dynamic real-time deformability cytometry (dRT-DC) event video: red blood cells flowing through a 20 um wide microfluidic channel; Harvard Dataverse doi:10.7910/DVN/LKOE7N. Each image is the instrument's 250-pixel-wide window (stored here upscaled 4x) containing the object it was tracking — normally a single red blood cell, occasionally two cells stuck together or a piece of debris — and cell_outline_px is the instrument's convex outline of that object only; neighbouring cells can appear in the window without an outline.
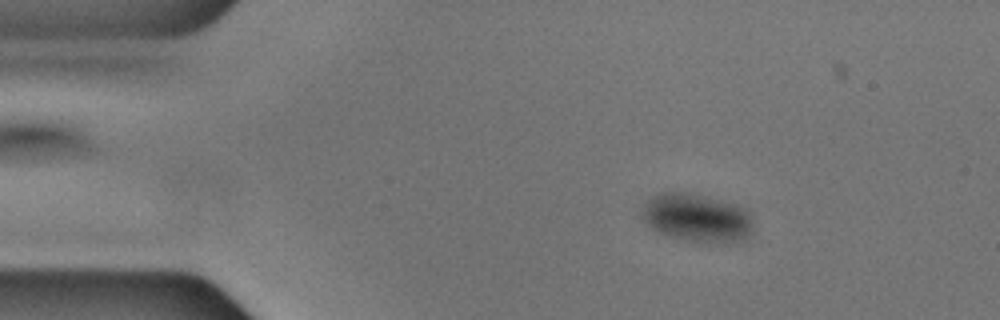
{"species": "common noctule bat (a hibernating species)", "species_latin": "Nyctalus noctula", "temperature_condition": "cold", "stored_images_in_passage": 55, "camera_frame_rate_fps": 3000, "um_per_image_px": 0.085, "animal": {"sex": "male", "body_mass_g": 17.9, "forearm_length_mm": 54.2}, "frame": {"image": 1, "passage_image": 8, "time_ms": 2.333, "image_size_px": [1000, 320], "cell_outline_px": [[752, 228], [744, 236], [736, 240], [688, 240], [672, 236], [660, 232], [652, 228], [644, 220], [640, 212], [640, 208], [652, 196], [660, 192], [684, 192], [704, 196], [736, 204], [744, 208], [752, 216]], "centroid_in_image_um": [59.16, 18.44], "position_along_channel_um": 25.8, "area_um2": 30.23}}
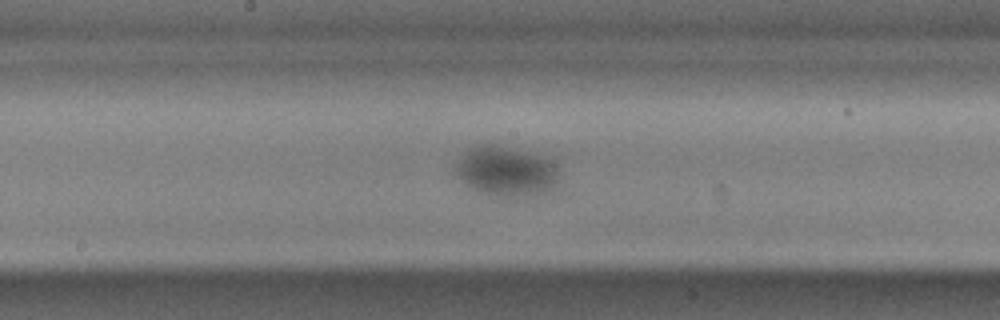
{"frame": {"image": 2, "passage_image": 28, "time_ms": 9.0, "image_size_px": [1000, 320], "cell_outline_px": [[556, 184], [548, 192], [508, 200], [480, 192], [464, 184], [456, 172], [456, 164], [472, 148], [484, 144], [492, 144], [540, 156], [548, 160], [556, 168]], "centroid_in_image_um": [43.01, 14.63], "position_along_channel_um": 205.2, "area_um2": 29.54}}
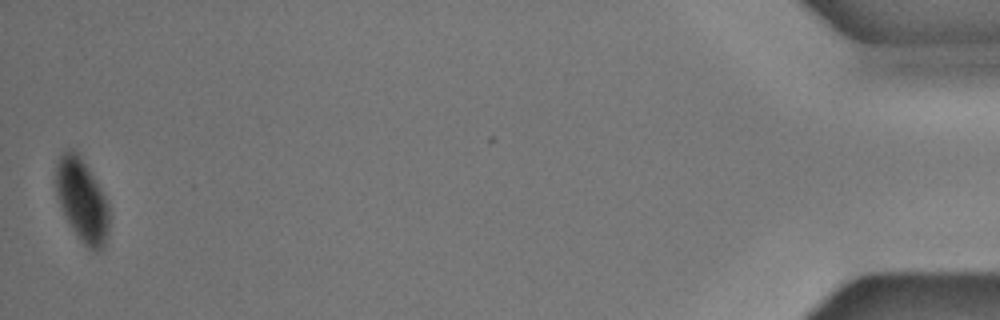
{"frame": {"image": 3, "passage_image": 55, "time_ms": 18.0, "image_size_px": [1000, 320], "cell_outline_px": [[112, 216], [108, 236], [104, 248], [100, 252], [96, 252], [88, 248], [80, 240], [72, 228], [56, 196], [56, 164], [60, 156], [68, 148], [72, 148], [80, 156], [96, 180], [108, 200]], "centroid_in_image_um": [7.04, 17.07], "position_along_channel_um": 428.2, "area_um2": 26.24}}